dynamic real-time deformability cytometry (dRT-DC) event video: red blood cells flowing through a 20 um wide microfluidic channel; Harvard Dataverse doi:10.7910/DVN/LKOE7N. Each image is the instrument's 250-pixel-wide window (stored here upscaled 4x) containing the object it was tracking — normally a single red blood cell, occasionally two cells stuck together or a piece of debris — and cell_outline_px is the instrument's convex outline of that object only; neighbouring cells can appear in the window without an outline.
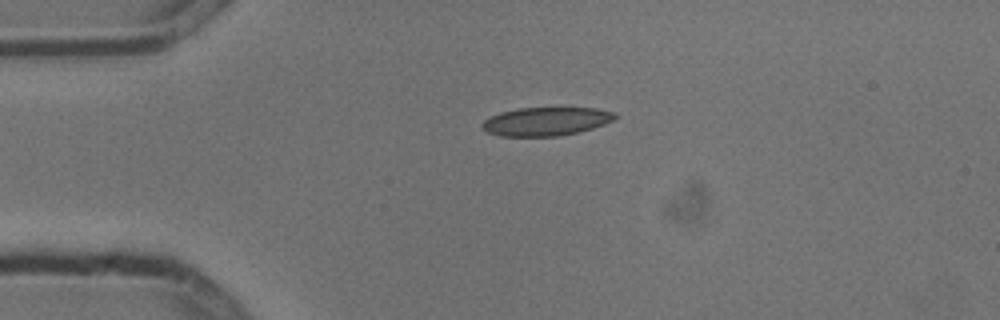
{"species": "common noctule bat (a hibernating species)", "species_latin": "Nyctalus noctula", "temperature_condition": "cold", "stored_images_in_passage": 2, "camera_frame_rate_fps": 3000, "um_per_image_px": 0.085, "animal": {"sex": "male", "body_mass_g": 13.3}, "frame": {"image": 1, "passage_image": 1, "time_ms": 0.0, "image_size_px": [1000, 320], "cell_outline_px": [[616, 116], [612, 120], [604, 124], [580, 132], [556, 136], [500, 136], [488, 132], [480, 124], [484, 120], [500, 112], [520, 108], [596, 108], [616, 112]], "centroid_in_image_um": [46.42, 10.32], "position_along_channel_um": 38.6, "area_um2": 21.91}}